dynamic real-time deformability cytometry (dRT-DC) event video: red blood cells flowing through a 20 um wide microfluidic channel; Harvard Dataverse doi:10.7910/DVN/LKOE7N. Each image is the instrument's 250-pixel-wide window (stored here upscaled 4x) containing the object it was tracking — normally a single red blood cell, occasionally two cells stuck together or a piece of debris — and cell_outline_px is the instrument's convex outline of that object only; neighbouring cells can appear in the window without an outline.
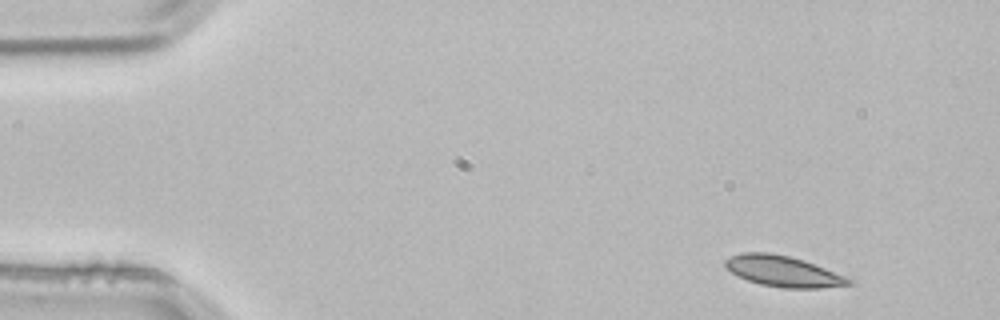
{"species": "common noctule bat (a hibernating species)", "species_latin": "Nyctalus noctula", "temperature_condition": "room temperature", "stored_images_in_passage": 3, "camera_frame_rate_fps": 3000, "um_per_image_px": 0.085, "animal": {"sex": "male", "body_mass_g": 21.5, "forearm_length_mm": 52.0}, "frame": {"image": 1, "passage_image": 1, "time_ms": 0.0, "image_size_px": [1000, 320], "cell_outline_px": [[852, 284], [820, 288], [780, 288], [760, 284], [748, 280], [724, 268], [724, 260], [740, 252], [772, 252], [804, 260], [844, 276], [852, 280]], "centroid_in_image_um": [66.52, 23.05], "position_along_channel_um": 18.5, "area_um2": 22.08}}
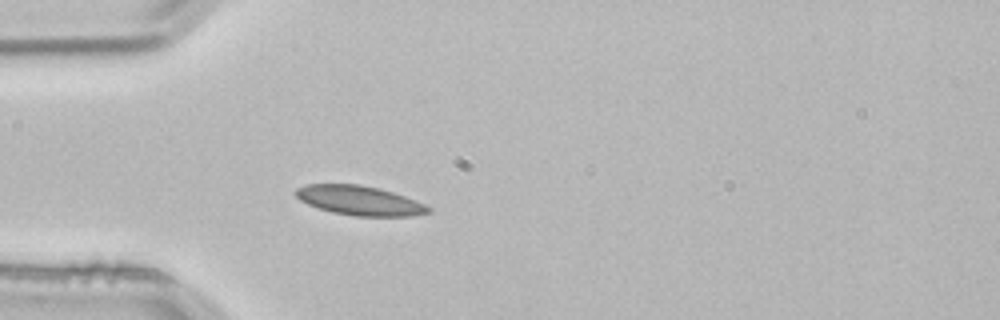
{"frame": {"image": 2, "passage_image": 3, "time_ms": 0.667, "image_size_px": [1000, 320], "cell_outline_px": [[432, 212], [412, 216], [356, 216], [332, 212], [308, 204], [300, 200], [292, 192], [296, 188], [308, 184], [360, 184], [380, 188], [404, 196], [424, 204], [432, 208]], "centroid_in_image_um": [30.56, 17.04], "position_along_channel_um": 54.4, "area_um2": 22.77}}